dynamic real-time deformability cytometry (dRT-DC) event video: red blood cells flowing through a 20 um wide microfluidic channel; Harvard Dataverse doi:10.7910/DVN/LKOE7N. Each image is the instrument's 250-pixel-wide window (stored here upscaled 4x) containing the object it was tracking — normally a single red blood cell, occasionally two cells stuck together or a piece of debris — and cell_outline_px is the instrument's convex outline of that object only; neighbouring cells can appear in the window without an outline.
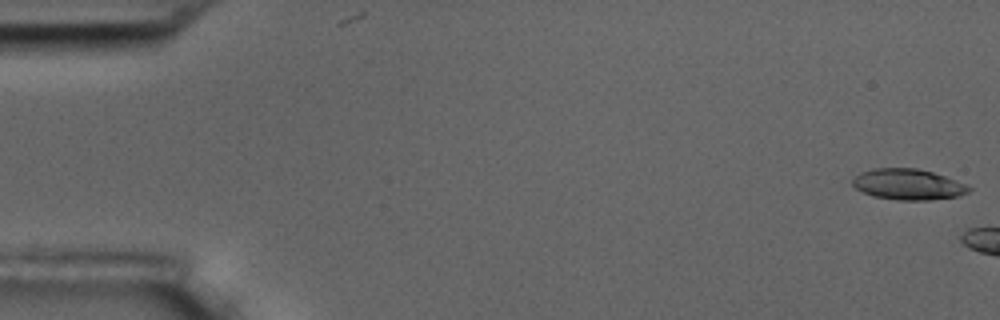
{"species": "common noctule bat (a hibernating species)", "species_latin": "Nyctalus noctula", "temperature_condition": "room temperature", "stored_images_in_passage": 3, "camera_frame_rate_fps": 3000, "um_per_image_px": 0.085, "animal": {"sex": "male", "body_mass_g": 17.5, "forearm_length_mm": 52.3}, "frame": {"image": 1, "passage_image": 1, "time_ms": 0.0, "image_size_px": [1000, 320], "cell_outline_px": [[972, 188], [968, 192], [960, 196], [928, 200], [896, 200], [872, 196], [856, 188], [852, 184], [852, 180], [860, 172], [876, 168], [916, 168], [932, 172], [944, 176], [964, 184]], "centroid_in_image_um": [77.17, 15.68], "position_along_channel_um": 7.8, "area_um2": 20.75}}